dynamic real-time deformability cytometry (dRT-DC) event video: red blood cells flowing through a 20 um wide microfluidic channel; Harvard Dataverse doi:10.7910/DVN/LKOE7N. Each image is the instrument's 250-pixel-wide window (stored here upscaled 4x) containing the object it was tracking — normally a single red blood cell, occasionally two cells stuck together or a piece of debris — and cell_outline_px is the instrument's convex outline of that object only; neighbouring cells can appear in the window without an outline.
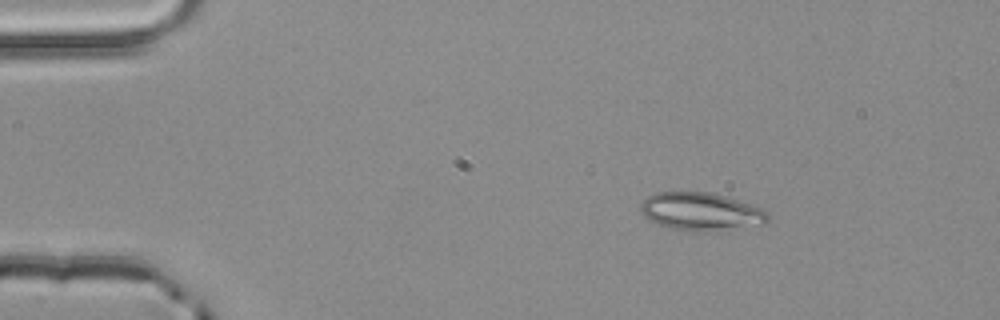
{"species": "common noctule bat (a hibernating species)", "species_latin": "Nyctalus noctula", "temperature_condition": "room temperature", "stored_images_in_passage": 3, "camera_frame_rate_fps": 3000, "um_per_image_px": 0.085, "animal": {"sex": "male", "body_mass_g": 20.4}, "frame": {"image": 1, "passage_image": 1, "time_ms": 0.0, "image_size_px": [1000, 320], "cell_outline_px": [[768, 224], [692, 232], [672, 228], [660, 224], [644, 216], [640, 212], [640, 204], [648, 196], [656, 192], [712, 192], [752, 204], [764, 208], [768, 212]], "centroid_in_image_um": [59.61, 17.96], "position_along_channel_um": 25.4, "area_um2": 28.03}}